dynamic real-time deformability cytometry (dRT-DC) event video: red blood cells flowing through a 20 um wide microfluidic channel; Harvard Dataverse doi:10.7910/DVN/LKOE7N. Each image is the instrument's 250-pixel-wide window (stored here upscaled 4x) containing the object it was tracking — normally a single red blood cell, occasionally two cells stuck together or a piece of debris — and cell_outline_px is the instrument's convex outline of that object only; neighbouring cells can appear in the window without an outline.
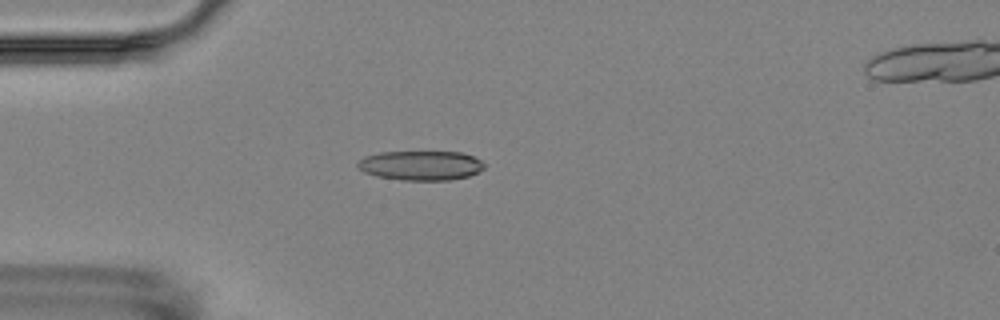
{"species": "Egyptian fruit bat (a non-hibernating species)", "species_latin": "Rousettus aegyptiacus", "temperature_condition": "room temperature", "stored_images_in_passage": 5, "camera_frame_rate_fps": 3000, "um_per_image_px": 0.085, "animal": {"sex": "female"}, "frame": {"image": 1, "passage_image": 5, "time_ms": 4.667, "image_size_px": [1000, 320], "cell_outline_px": [[484, 168], [480, 172], [468, 176], [448, 180], [400, 180], [376, 176], [364, 172], [356, 164], [364, 156], [380, 152], [460, 152], [472, 156], [480, 160], [484, 164]], "centroid_in_image_um": [35.76, 14.07], "position_along_channel_um": 49.2, "area_um2": 21.73}}